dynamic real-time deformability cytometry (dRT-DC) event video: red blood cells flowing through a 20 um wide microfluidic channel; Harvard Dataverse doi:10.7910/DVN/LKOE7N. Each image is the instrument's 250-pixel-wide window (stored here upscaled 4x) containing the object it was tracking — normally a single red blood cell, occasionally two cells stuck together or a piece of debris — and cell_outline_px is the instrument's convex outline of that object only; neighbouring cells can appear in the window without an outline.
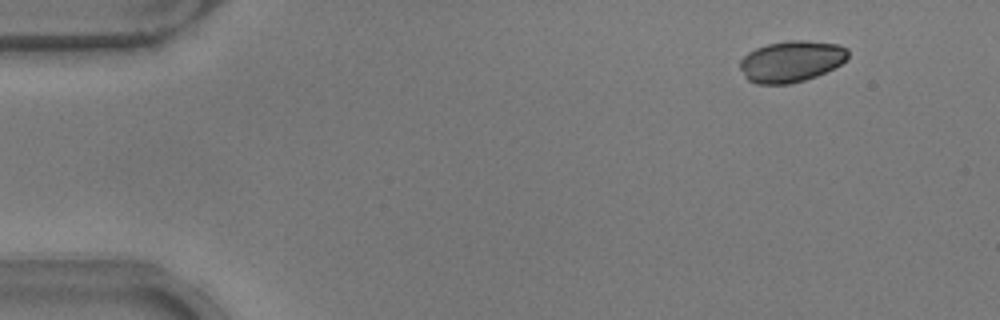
{"species": "common noctule bat (a hibernating species)", "species_latin": "Nyctalus noctula", "temperature_condition": "warm", "stored_images_in_passage": 47, "camera_frame_rate_fps": 3000, "um_per_image_px": 0.085, "animal": {"sex": "male", "body_mass_g": 17.9}, "frame": {"image": 1, "passage_image": 1, "time_ms": 0.0, "image_size_px": [1000, 320], "cell_outline_px": [[848, 56], [840, 64], [816, 76], [804, 80], [788, 84], [756, 84], [748, 80], [744, 76], [740, 68], [740, 60], [748, 52], [756, 48], [768, 44], [788, 40], [804, 40], [840, 44], [848, 48]], "centroid_in_image_um": [67.24, 5.21], "position_along_channel_um": 17.8, "area_um2": 25.95}}
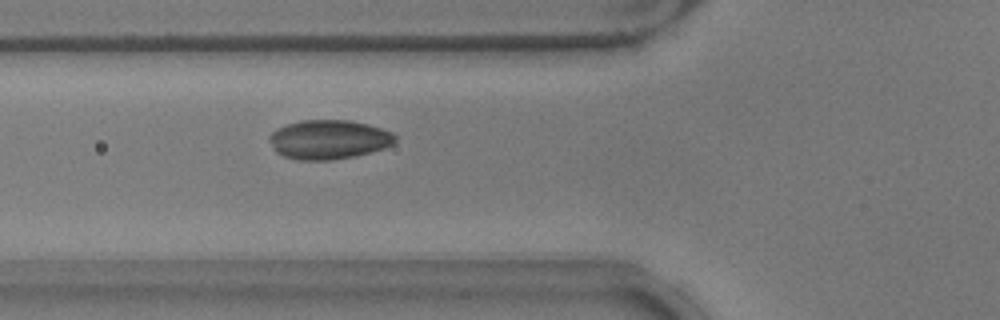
{"frame": {"image": 2, "passage_image": 15, "time_ms": 4.667, "image_size_px": [1000, 320], "cell_outline_px": [[396, 140], [392, 144], [384, 148], [356, 156], [332, 160], [296, 160], [284, 156], [276, 152], [272, 148], [268, 140], [268, 136], [276, 128], [300, 120], [348, 120], [368, 124], [392, 132], [396, 136]], "centroid_in_image_um": [27.91, 11.86], "position_along_channel_um": 97.9, "area_um2": 28.96}}
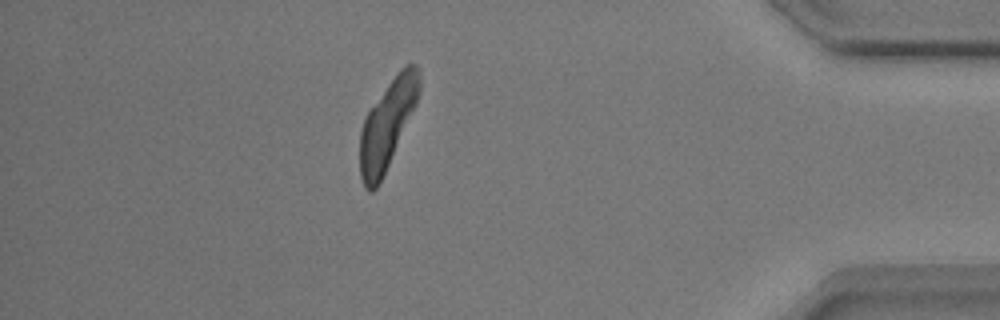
{"frame": {"image": 3, "passage_image": 42, "time_ms": 13.667, "image_size_px": [1000, 320], "cell_outline_px": [[420, 92], [416, 104], [388, 164], [376, 188], [372, 192], [368, 192], [364, 188], [360, 176], [360, 132], [364, 120], [368, 112], [396, 72], [404, 64], [416, 64], [420, 72]], "centroid_in_image_um": [32.92, 10.54], "position_along_channel_um": 402.3, "area_um2": 29.94}}